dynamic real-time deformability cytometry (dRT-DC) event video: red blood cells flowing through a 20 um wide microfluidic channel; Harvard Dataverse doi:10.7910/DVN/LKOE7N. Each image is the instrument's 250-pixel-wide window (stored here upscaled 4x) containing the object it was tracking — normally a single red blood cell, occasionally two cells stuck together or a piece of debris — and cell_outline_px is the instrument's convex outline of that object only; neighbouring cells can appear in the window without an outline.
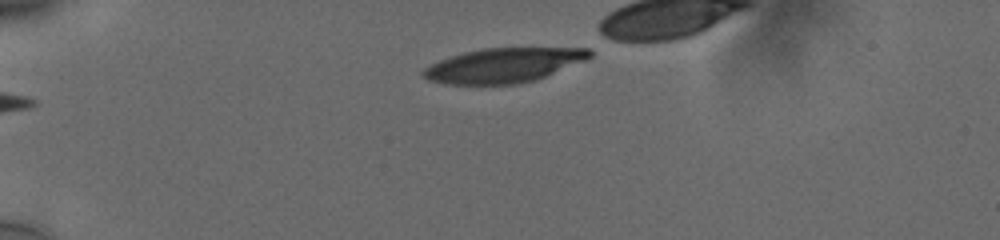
{"species": "human", "species_latin": "Homo sapiens", "temperature_condition": "cold", "stored_images_in_passage": 36, "camera_frame_rate_fps": 3000, "um_per_image_px": 0.085, "donor": {"sex": "male"}, "frame": {"image": 1, "passage_image": 1, "time_ms": 0.0, "image_size_px": [1000, 240], "cell_outline_px": [[592, 56], [536, 80], [516, 84], [448, 84], [428, 80], [420, 72], [424, 68], [440, 60], [464, 52], [484, 48], [588, 48], [592, 52]], "centroid_in_image_um": [42.77, 5.55], "position_along_channel_um": 42.2, "area_um2": 33.0}}
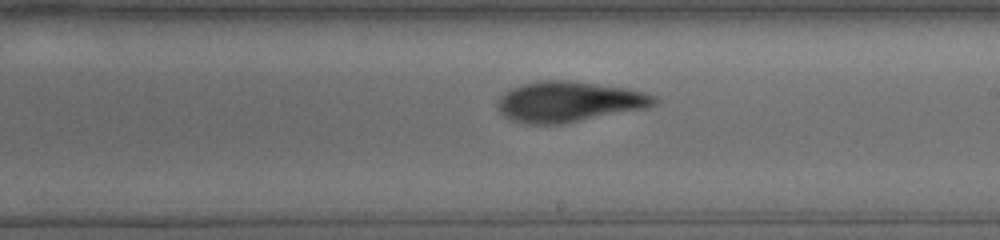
{"frame": {"image": 2, "passage_image": 21, "time_ms": 6.667, "image_size_px": [1000, 240], "cell_outline_px": [[656, 104], [648, 108], [564, 124], [528, 124], [512, 120], [504, 116], [496, 108], [496, 104], [500, 96], [512, 88], [524, 84], [544, 80], [568, 80], [628, 88], [644, 92], [656, 96]], "centroid_in_image_um": [48.37, 8.66], "position_along_channel_um": 240.6, "area_um2": 37.17}}
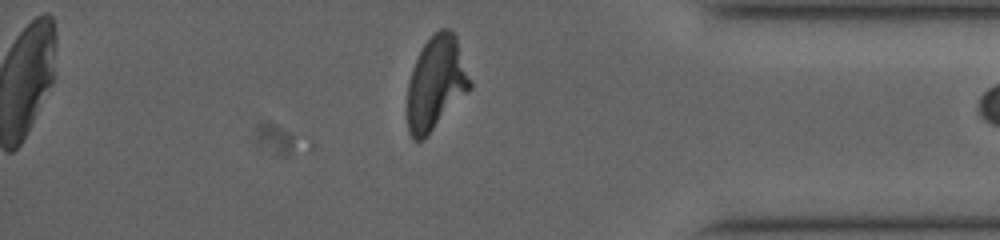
{"frame": {"image": 3, "passage_image": 35, "time_ms": 11.333, "image_size_px": [1000, 240], "cell_outline_px": [[472, 88], [420, 140], [412, 140], [408, 132], [408, 80], [412, 68], [424, 44], [440, 28], [448, 28], [456, 36], [472, 84]], "centroid_in_image_um": [37.06, 7.03], "position_along_channel_um": 398.1, "area_um2": 33.29}}